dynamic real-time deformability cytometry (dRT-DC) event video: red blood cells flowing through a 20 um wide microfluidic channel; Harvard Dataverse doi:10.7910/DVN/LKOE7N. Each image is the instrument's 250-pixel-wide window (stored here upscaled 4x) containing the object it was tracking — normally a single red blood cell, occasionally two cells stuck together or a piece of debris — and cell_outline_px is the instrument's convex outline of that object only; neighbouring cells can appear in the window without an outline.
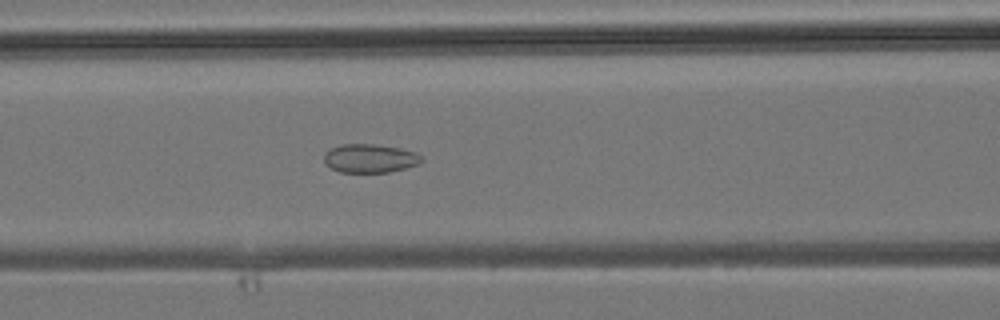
{"species": "common noctule bat (a hibernating species)", "species_latin": "Nyctalus noctula", "temperature_condition": "room temperature", "stored_images_in_passage": 28, "camera_frame_rate_fps": 3000, "um_per_image_px": 0.085, "animal": {"sex": "male", "body_mass_g": 19.2, "forearm_length_mm": 51.8}, "frame": {"image": 1, "passage_image": 8, "time_ms": 2.333, "image_size_px": [1000, 320], "cell_outline_px": [[424, 160], [420, 164], [388, 172], [340, 172], [332, 168], [324, 160], [324, 156], [332, 148], [340, 144], [376, 144], [400, 148], [416, 152]], "centroid_in_image_um": [31.49, 13.45], "position_along_channel_um": 135.1, "area_um2": 16.13}}
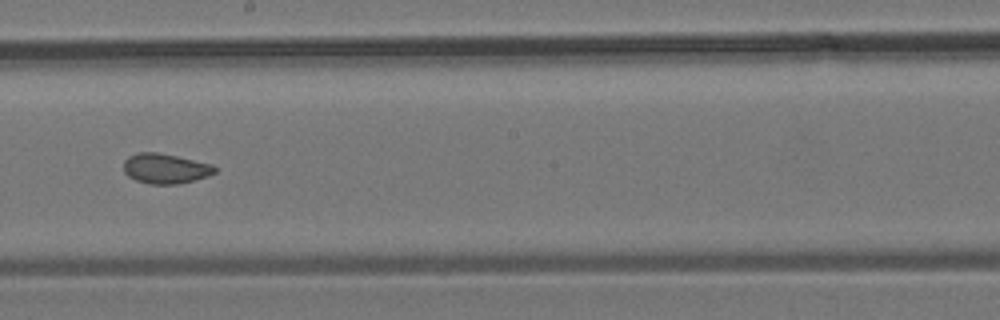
{"frame": {"image": 2, "passage_image": 14, "time_ms": 4.333, "image_size_px": [1000, 320], "cell_outline_px": [[216, 172], [208, 176], [180, 184], [148, 184], [136, 180], [128, 176], [124, 172], [124, 160], [128, 156], [140, 152], [156, 152], [176, 156], [212, 164], [216, 168]], "centroid_in_image_um": [14.05, 14.33], "position_along_channel_um": 234.2, "area_um2": 15.95}}
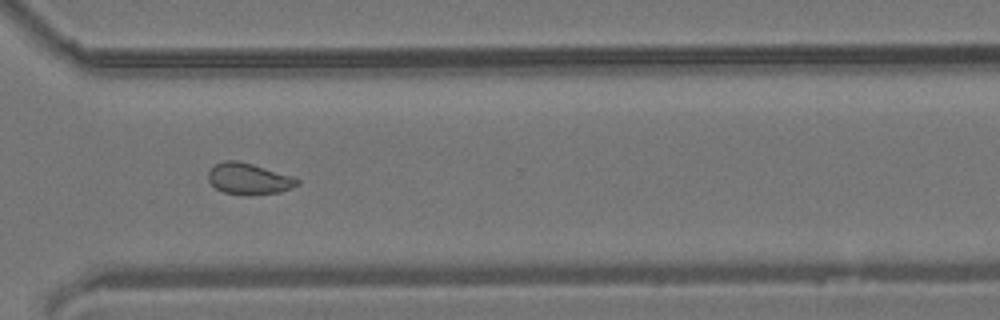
{"frame": {"image": 3, "passage_image": 21, "time_ms": 6.667, "image_size_px": [1000, 320], "cell_outline_px": [[300, 184], [280, 192], [248, 196], [224, 192], [216, 188], [208, 180], [208, 172], [216, 164], [224, 160], [236, 160], [252, 164], [292, 176], [300, 180]], "centroid_in_image_um": [21.15, 15.21], "position_along_channel_um": 349.4, "area_um2": 16.18}}